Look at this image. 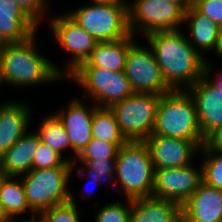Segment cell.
I'll use <instances>...</instances> for the list:
<instances>
[{
  "label": "cell",
  "instance_id": "6da1fadb",
  "mask_svg": "<svg viewBox=\"0 0 222 222\" xmlns=\"http://www.w3.org/2000/svg\"><path fill=\"white\" fill-rule=\"evenodd\" d=\"M37 33L22 42L7 43L0 50V72L4 85L22 90L36 85L65 83L58 63L41 53L43 41L41 38L38 40Z\"/></svg>",
  "mask_w": 222,
  "mask_h": 222
},
{
  "label": "cell",
  "instance_id": "7a4b0ae2",
  "mask_svg": "<svg viewBox=\"0 0 222 222\" xmlns=\"http://www.w3.org/2000/svg\"><path fill=\"white\" fill-rule=\"evenodd\" d=\"M182 29L155 31L143 37L151 46L162 76L172 90H187L204 73L206 59L195 50Z\"/></svg>",
  "mask_w": 222,
  "mask_h": 222
},
{
  "label": "cell",
  "instance_id": "3957f363",
  "mask_svg": "<svg viewBox=\"0 0 222 222\" xmlns=\"http://www.w3.org/2000/svg\"><path fill=\"white\" fill-rule=\"evenodd\" d=\"M115 180L119 198L133 200L152 196L154 168L144 141L127 142L120 147Z\"/></svg>",
  "mask_w": 222,
  "mask_h": 222
},
{
  "label": "cell",
  "instance_id": "277c9868",
  "mask_svg": "<svg viewBox=\"0 0 222 222\" xmlns=\"http://www.w3.org/2000/svg\"><path fill=\"white\" fill-rule=\"evenodd\" d=\"M151 135L205 141L195 102L187 90H172L161 95Z\"/></svg>",
  "mask_w": 222,
  "mask_h": 222
},
{
  "label": "cell",
  "instance_id": "5b68a950",
  "mask_svg": "<svg viewBox=\"0 0 222 222\" xmlns=\"http://www.w3.org/2000/svg\"><path fill=\"white\" fill-rule=\"evenodd\" d=\"M64 81L81 88L84 99L97 107L110 108L134 93L124 71H110L94 66H78Z\"/></svg>",
  "mask_w": 222,
  "mask_h": 222
},
{
  "label": "cell",
  "instance_id": "8992f818",
  "mask_svg": "<svg viewBox=\"0 0 222 222\" xmlns=\"http://www.w3.org/2000/svg\"><path fill=\"white\" fill-rule=\"evenodd\" d=\"M72 167L31 170L21 176L28 206L38 215L70 201Z\"/></svg>",
  "mask_w": 222,
  "mask_h": 222
},
{
  "label": "cell",
  "instance_id": "52a82bcc",
  "mask_svg": "<svg viewBox=\"0 0 222 222\" xmlns=\"http://www.w3.org/2000/svg\"><path fill=\"white\" fill-rule=\"evenodd\" d=\"M84 3L66 13L98 42L116 41L130 35L128 4Z\"/></svg>",
  "mask_w": 222,
  "mask_h": 222
},
{
  "label": "cell",
  "instance_id": "ba28073f",
  "mask_svg": "<svg viewBox=\"0 0 222 222\" xmlns=\"http://www.w3.org/2000/svg\"><path fill=\"white\" fill-rule=\"evenodd\" d=\"M58 15L53 13L47 20L48 28L51 31V37H54V45L60 47L65 54L70 57L61 67V76L65 79L80 64L86 62L98 41L90 35L85 29L78 25L66 12L57 11ZM60 13V14H59ZM65 65V66H64Z\"/></svg>",
  "mask_w": 222,
  "mask_h": 222
},
{
  "label": "cell",
  "instance_id": "9c48e42d",
  "mask_svg": "<svg viewBox=\"0 0 222 222\" xmlns=\"http://www.w3.org/2000/svg\"><path fill=\"white\" fill-rule=\"evenodd\" d=\"M161 95L133 93L110 107L128 142L144 141L153 131Z\"/></svg>",
  "mask_w": 222,
  "mask_h": 222
},
{
  "label": "cell",
  "instance_id": "30bf717a",
  "mask_svg": "<svg viewBox=\"0 0 222 222\" xmlns=\"http://www.w3.org/2000/svg\"><path fill=\"white\" fill-rule=\"evenodd\" d=\"M131 2V3H130ZM184 10L163 0H128V27L134 37L183 27Z\"/></svg>",
  "mask_w": 222,
  "mask_h": 222
},
{
  "label": "cell",
  "instance_id": "8fae6325",
  "mask_svg": "<svg viewBox=\"0 0 222 222\" xmlns=\"http://www.w3.org/2000/svg\"><path fill=\"white\" fill-rule=\"evenodd\" d=\"M137 41V42H136ZM134 93L162 95L172 91L166 84L151 46L129 35V49L124 70Z\"/></svg>",
  "mask_w": 222,
  "mask_h": 222
},
{
  "label": "cell",
  "instance_id": "7c38bea8",
  "mask_svg": "<svg viewBox=\"0 0 222 222\" xmlns=\"http://www.w3.org/2000/svg\"><path fill=\"white\" fill-rule=\"evenodd\" d=\"M198 160L188 166L154 170L152 197L182 206L203 182L202 166Z\"/></svg>",
  "mask_w": 222,
  "mask_h": 222
},
{
  "label": "cell",
  "instance_id": "4fadbf2b",
  "mask_svg": "<svg viewBox=\"0 0 222 222\" xmlns=\"http://www.w3.org/2000/svg\"><path fill=\"white\" fill-rule=\"evenodd\" d=\"M81 98L78 94L76 97L72 96L66 107L53 111L70 139L72 163L92 139V118L97 108L92 101Z\"/></svg>",
  "mask_w": 222,
  "mask_h": 222
},
{
  "label": "cell",
  "instance_id": "5bb4252c",
  "mask_svg": "<svg viewBox=\"0 0 222 222\" xmlns=\"http://www.w3.org/2000/svg\"><path fill=\"white\" fill-rule=\"evenodd\" d=\"M144 143L149 149L154 170L188 166L196 161L200 148L204 145V141L160 135H150Z\"/></svg>",
  "mask_w": 222,
  "mask_h": 222
},
{
  "label": "cell",
  "instance_id": "9a60e30c",
  "mask_svg": "<svg viewBox=\"0 0 222 222\" xmlns=\"http://www.w3.org/2000/svg\"><path fill=\"white\" fill-rule=\"evenodd\" d=\"M7 100H0V157L32 128L35 118L28 100Z\"/></svg>",
  "mask_w": 222,
  "mask_h": 222
},
{
  "label": "cell",
  "instance_id": "2e32d148",
  "mask_svg": "<svg viewBox=\"0 0 222 222\" xmlns=\"http://www.w3.org/2000/svg\"><path fill=\"white\" fill-rule=\"evenodd\" d=\"M187 91L192 96L200 130L206 137L222 125V92L201 77Z\"/></svg>",
  "mask_w": 222,
  "mask_h": 222
},
{
  "label": "cell",
  "instance_id": "e0dca14e",
  "mask_svg": "<svg viewBox=\"0 0 222 222\" xmlns=\"http://www.w3.org/2000/svg\"><path fill=\"white\" fill-rule=\"evenodd\" d=\"M189 222H222V191L202 182L182 205Z\"/></svg>",
  "mask_w": 222,
  "mask_h": 222
},
{
  "label": "cell",
  "instance_id": "ac0fdd59",
  "mask_svg": "<svg viewBox=\"0 0 222 222\" xmlns=\"http://www.w3.org/2000/svg\"><path fill=\"white\" fill-rule=\"evenodd\" d=\"M34 129L31 128L0 157V175L21 177L32 170L33 157L41 142Z\"/></svg>",
  "mask_w": 222,
  "mask_h": 222
},
{
  "label": "cell",
  "instance_id": "d6986e66",
  "mask_svg": "<svg viewBox=\"0 0 222 222\" xmlns=\"http://www.w3.org/2000/svg\"><path fill=\"white\" fill-rule=\"evenodd\" d=\"M183 27L187 39L204 59L212 55L219 27L213 20L192 5L184 12Z\"/></svg>",
  "mask_w": 222,
  "mask_h": 222
},
{
  "label": "cell",
  "instance_id": "ffe728a7",
  "mask_svg": "<svg viewBox=\"0 0 222 222\" xmlns=\"http://www.w3.org/2000/svg\"><path fill=\"white\" fill-rule=\"evenodd\" d=\"M38 28L16 1L0 0V33L8 43L25 41Z\"/></svg>",
  "mask_w": 222,
  "mask_h": 222
},
{
  "label": "cell",
  "instance_id": "44dd1931",
  "mask_svg": "<svg viewBox=\"0 0 222 222\" xmlns=\"http://www.w3.org/2000/svg\"><path fill=\"white\" fill-rule=\"evenodd\" d=\"M182 215V206L156 197L133 199L130 222H176Z\"/></svg>",
  "mask_w": 222,
  "mask_h": 222
},
{
  "label": "cell",
  "instance_id": "7402d4cb",
  "mask_svg": "<svg viewBox=\"0 0 222 222\" xmlns=\"http://www.w3.org/2000/svg\"><path fill=\"white\" fill-rule=\"evenodd\" d=\"M0 203L7 218L36 215L28 206L21 177L0 175Z\"/></svg>",
  "mask_w": 222,
  "mask_h": 222
},
{
  "label": "cell",
  "instance_id": "603a6c76",
  "mask_svg": "<svg viewBox=\"0 0 222 222\" xmlns=\"http://www.w3.org/2000/svg\"><path fill=\"white\" fill-rule=\"evenodd\" d=\"M129 49V36L116 41L98 42L90 58L79 66H94L110 71H124Z\"/></svg>",
  "mask_w": 222,
  "mask_h": 222
},
{
  "label": "cell",
  "instance_id": "cb8c5ba5",
  "mask_svg": "<svg viewBox=\"0 0 222 222\" xmlns=\"http://www.w3.org/2000/svg\"><path fill=\"white\" fill-rule=\"evenodd\" d=\"M36 126L35 132L41 142L59 153L67 162L72 163L71 142L59 118L53 112L47 113L46 117H41L39 125Z\"/></svg>",
  "mask_w": 222,
  "mask_h": 222
},
{
  "label": "cell",
  "instance_id": "d4e9b609",
  "mask_svg": "<svg viewBox=\"0 0 222 222\" xmlns=\"http://www.w3.org/2000/svg\"><path fill=\"white\" fill-rule=\"evenodd\" d=\"M92 138L114 144H126L114 113L110 108L97 107L92 118Z\"/></svg>",
  "mask_w": 222,
  "mask_h": 222
},
{
  "label": "cell",
  "instance_id": "484cf974",
  "mask_svg": "<svg viewBox=\"0 0 222 222\" xmlns=\"http://www.w3.org/2000/svg\"><path fill=\"white\" fill-rule=\"evenodd\" d=\"M119 200V201H118ZM113 199L107 203L95 201L93 206L96 211L92 222H130L131 199ZM101 204V205H100ZM104 204V205H103ZM103 205V206H102ZM101 206V207H100Z\"/></svg>",
  "mask_w": 222,
  "mask_h": 222
},
{
  "label": "cell",
  "instance_id": "4316f807",
  "mask_svg": "<svg viewBox=\"0 0 222 222\" xmlns=\"http://www.w3.org/2000/svg\"><path fill=\"white\" fill-rule=\"evenodd\" d=\"M73 173H74V175H73ZM76 174H77V176H76ZM74 176H76V178L77 177L82 178L86 182V184H81V187H83V188H81V190L79 189V191H77L76 196H75V191L73 190V188L71 189L72 191H71V195H70V202L73 204H76L78 206V203H80L81 200H83V202H82V204H83L85 199H86V201H87V199L89 201V198L91 196L94 197L95 196L94 191H96V188L98 185L100 188L101 184L99 183V175L95 172H92L91 169H89L84 163H80L77 159H75L72 163V170H71V179L72 180H73ZM82 185H84V186H82ZM88 185H91V186H88ZM92 185H93V187H92ZM88 187H90V188H88ZM78 194H79V196H78ZM78 199H81V200L79 201Z\"/></svg>",
  "mask_w": 222,
  "mask_h": 222
},
{
  "label": "cell",
  "instance_id": "83f0119b",
  "mask_svg": "<svg viewBox=\"0 0 222 222\" xmlns=\"http://www.w3.org/2000/svg\"><path fill=\"white\" fill-rule=\"evenodd\" d=\"M202 155V156H201ZM203 182L222 191V153L216 151H199ZM202 161H201V160Z\"/></svg>",
  "mask_w": 222,
  "mask_h": 222
},
{
  "label": "cell",
  "instance_id": "f1b7e54d",
  "mask_svg": "<svg viewBox=\"0 0 222 222\" xmlns=\"http://www.w3.org/2000/svg\"><path fill=\"white\" fill-rule=\"evenodd\" d=\"M124 144H114L92 138L77 160L116 161L118 151Z\"/></svg>",
  "mask_w": 222,
  "mask_h": 222
},
{
  "label": "cell",
  "instance_id": "f546056e",
  "mask_svg": "<svg viewBox=\"0 0 222 222\" xmlns=\"http://www.w3.org/2000/svg\"><path fill=\"white\" fill-rule=\"evenodd\" d=\"M80 210L79 205L69 201L42 211L38 217L41 222H82L84 219Z\"/></svg>",
  "mask_w": 222,
  "mask_h": 222
},
{
  "label": "cell",
  "instance_id": "4dcf8cb0",
  "mask_svg": "<svg viewBox=\"0 0 222 222\" xmlns=\"http://www.w3.org/2000/svg\"><path fill=\"white\" fill-rule=\"evenodd\" d=\"M54 167H72V163L67 162L55 150L40 142L33 157L32 170Z\"/></svg>",
  "mask_w": 222,
  "mask_h": 222
},
{
  "label": "cell",
  "instance_id": "1f68e13d",
  "mask_svg": "<svg viewBox=\"0 0 222 222\" xmlns=\"http://www.w3.org/2000/svg\"><path fill=\"white\" fill-rule=\"evenodd\" d=\"M84 163L92 172L99 175V183L101 187L105 185L104 189H110L116 192V161H97V160H78ZM114 189V190H113Z\"/></svg>",
  "mask_w": 222,
  "mask_h": 222
},
{
  "label": "cell",
  "instance_id": "d6a6232c",
  "mask_svg": "<svg viewBox=\"0 0 222 222\" xmlns=\"http://www.w3.org/2000/svg\"><path fill=\"white\" fill-rule=\"evenodd\" d=\"M22 11L38 26L43 27V22L50 16V0H14ZM45 18V19H44Z\"/></svg>",
  "mask_w": 222,
  "mask_h": 222
},
{
  "label": "cell",
  "instance_id": "836d02e7",
  "mask_svg": "<svg viewBox=\"0 0 222 222\" xmlns=\"http://www.w3.org/2000/svg\"><path fill=\"white\" fill-rule=\"evenodd\" d=\"M193 6L218 26L222 25V0H193Z\"/></svg>",
  "mask_w": 222,
  "mask_h": 222
},
{
  "label": "cell",
  "instance_id": "e575fe53",
  "mask_svg": "<svg viewBox=\"0 0 222 222\" xmlns=\"http://www.w3.org/2000/svg\"><path fill=\"white\" fill-rule=\"evenodd\" d=\"M212 60L209 61V58L207 57L204 63V73L203 77L215 88H217L219 91L222 92V67L221 70L216 71L218 69L217 67L215 68L214 63L211 62ZM216 71V72H215Z\"/></svg>",
  "mask_w": 222,
  "mask_h": 222
},
{
  "label": "cell",
  "instance_id": "d590c367",
  "mask_svg": "<svg viewBox=\"0 0 222 222\" xmlns=\"http://www.w3.org/2000/svg\"><path fill=\"white\" fill-rule=\"evenodd\" d=\"M200 151H216L222 153V125L210 132Z\"/></svg>",
  "mask_w": 222,
  "mask_h": 222
},
{
  "label": "cell",
  "instance_id": "8d00e7d4",
  "mask_svg": "<svg viewBox=\"0 0 222 222\" xmlns=\"http://www.w3.org/2000/svg\"><path fill=\"white\" fill-rule=\"evenodd\" d=\"M212 54H214L213 56L217 57L215 58L216 61L217 59L222 60V25H219L218 27V35H217L216 44H215Z\"/></svg>",
  "mask_w": 222,
  "mask_h": 222
},
{
  "label": "cell",
  "instance_id": "74e56055",
  "mask_svg": "<svg viewBox=\"0 0 222 222\" xmlns=\"http://www.w3.org/2000/svg\"><path fill=\"white\" fill-rule=\"evenodd\" d=\"M6 222H41L38 215L27 218H8Z\"/></svg>",
  "mask_w": 222,
  "mask_h": 222
},
{
  "label": "cell",
  "instance_id": "f35d334b",
  "mask_svg": "<svg viewBox=\"0 0 222 222\" xmlns=\"http://www.w3.org/2000/svg\"><path fill=\"white\" fill-rule=\"evenodd\" d=\"M170 1L178 4L184 11H186L190 6L193 5V0H163Z\"/></svg>",
  "mask_w": 222,
  "mask_h": 222
},
{
  "label": "cell",
  "instance_id": "ab89813d",
  "mask_svg": "<svg viewBox=\"0 0 222 222\" xmlns=\"http://www.w3.org/2000/svg\"><path fill=\"white\" fill-rule=\"evenodd\" d=\"M94 3H106V4H128V0H88Z\"/></svg>",
  "mask_w": 222,
  "mask_h": 222
},
{
  "label": "cell",
  "instance_id": "60d3db41",
  "mask_svg": "<svg viewBox=\"0 0 222 222\" xmlns=\"http://www.w3.org/2000/svg\"><path fill=\"white\" fill-rule=\"evenodd\" d=\"M8 220L6 214L4 213L1 203H0V222H6Z\"/></svg>",
  "mask_w": 222,
  "mask_h": 222
},
{
  "label": "cell",
  "instance_id": "b9f144b4",
  "mask_svg": "<svg viewBox=\"0 0 222 222\" xmlns=\"http://www.w3.org/2000/svg\"><path fill=\"white\" fill-rule=\"evenodd\" d=\"M8 42L2 37L0 33V50L7 44Z\"/></svg>",
  "mask_w": 222,
  "mask_h": 222
},
{
  "label": "cell",
  "instance_id": "7bdbcfd3",
  "mask_svg": "<svg viewBox=\"0 0 222 222\" xmlns=\"http://www.w3.org/2000/svg\"><path fill=\"white\" fill-rule=\"evenodd\" d=\"M176 222H189L183 215Z\"/></svg>",
  "mask_w": 222,
  "mask_h": 222
},
{
  "label": "cell",
  "instance_id": "ee69618b",
  "mask_svg": "<svg viewBox=\"0 0 222 222\" xmlns=\"http://www.w3.org/2000/svg\"><path fill=\"white\" fill-rule=\"evenodd\" d=\"M3 82H2V77H1V72H0V89H2L1 87L3 86Z\"/></svg>",
  "mask_w": 222,
  "mask_h": 222
}]
</instances>
